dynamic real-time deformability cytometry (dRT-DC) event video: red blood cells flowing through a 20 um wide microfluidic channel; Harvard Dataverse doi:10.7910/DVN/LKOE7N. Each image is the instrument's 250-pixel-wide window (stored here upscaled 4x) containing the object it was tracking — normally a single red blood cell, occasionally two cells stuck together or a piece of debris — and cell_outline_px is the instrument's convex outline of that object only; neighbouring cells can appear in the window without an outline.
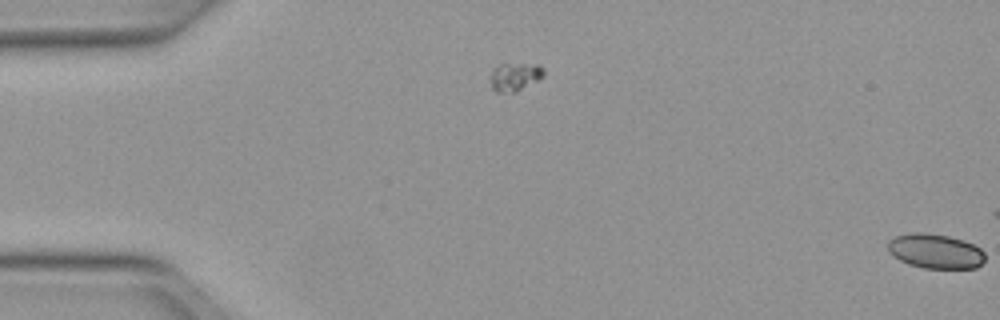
{"species": "Egyptian fruit bat (a non-hibernating species)", "species_latin": "Rousettus aegyptiacus", "temperature_condition": "warm", "stored_images_in_passage": 5, "camera_frame_rate_fps": 3000, "um_per_image_px": 0.085, "animal": {"sex": "female"}, "frame": {"image": 1, "passage_image": 5, "time_ms": 1.333, "image_size_px": [1000, 320], "cell_outline_px": [[984, 260], [976, 268], [924, 268], [908, 264], [892, 256], [888, 252], [888, 240], [896, 236], [912, 232], [924, 232], [948, 236], [964, 240], [980, 248], [984, 252]], "centroid_in_image_um": [79.47, 21.34], "position_along_channel_um": 5.5, "area_um2": 19.65}}